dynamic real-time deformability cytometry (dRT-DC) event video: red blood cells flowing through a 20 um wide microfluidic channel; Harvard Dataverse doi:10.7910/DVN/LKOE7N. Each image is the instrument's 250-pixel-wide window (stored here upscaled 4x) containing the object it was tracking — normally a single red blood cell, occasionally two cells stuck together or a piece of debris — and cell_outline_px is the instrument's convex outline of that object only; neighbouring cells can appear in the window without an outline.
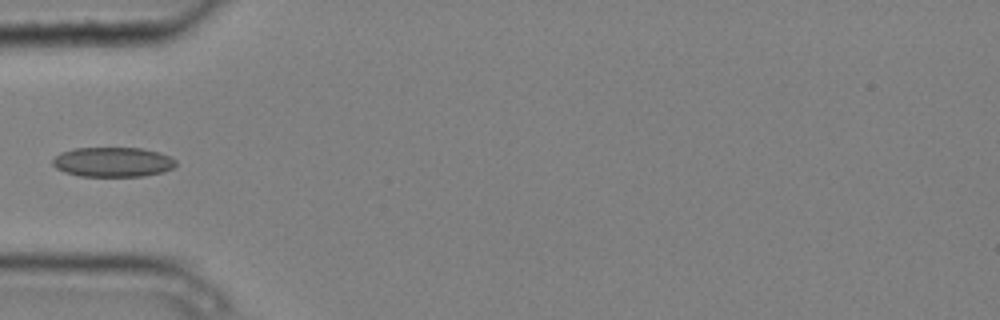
{"species": "common noctule bat (a hibernating species)", "species_latin": "Nyctalus noctula", "temperature_condition": "cold", "stored_images_in_passage": 6, "camera_frame_rate_fps": 3000, "um_per_image_px": 0.085, "animal": {"sex": "male", "body_mass_g": 20.4}, "frame": {"image": 1, "passage_image": 5, "time_ms": 1.333, "image_size_px": [1000, 320], "cell_outline_px": [[176, 164], [172, 168], [164, 172], [144, 176], [80, 176], [64, 172], [56, 168], [52, 164], [52, 160], [60, 152], [76, 148], [140, 148], [160, 152], [176, 160]], "centroid_in_image_um": [9.59, 13.77], "position_along_channel_um": 75.4, "area_um2": 21.39}}
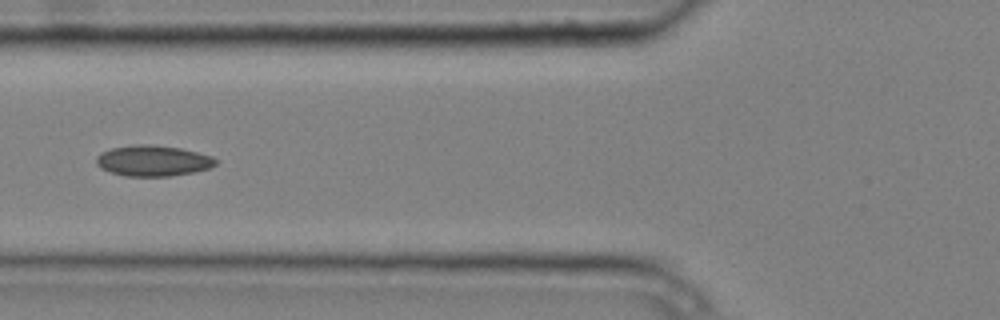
{"frame": {"image": 2, "passage_image": 6, "time_ms": 1.667, "image_size_px": [1000, 320], "cell_outline_px": [[220, 160], [216, 164], [208, 168], [192, 172], [168, 176], [124, 176], [100, 168], [96, 164], [96, 156], [100, 152], [112, 148], [148, 144], [180, 148], [212, 156]], "centroid_in_image_um": [13.0, 13.67], "position_along_channel_um": 112.8, "area_um2": 21.21}}